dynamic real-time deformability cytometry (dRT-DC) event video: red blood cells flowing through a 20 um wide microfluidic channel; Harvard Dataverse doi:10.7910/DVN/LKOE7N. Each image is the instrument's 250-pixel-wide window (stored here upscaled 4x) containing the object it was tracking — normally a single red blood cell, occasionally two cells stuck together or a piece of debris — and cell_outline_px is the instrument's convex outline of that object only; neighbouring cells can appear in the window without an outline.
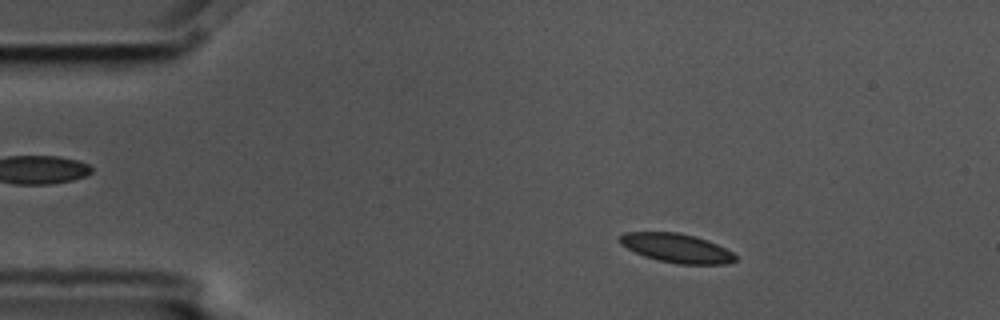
{"species": "common noctule bat (a hibernating species)", "species_latin": "Nyctalus noctula", "temperature_condition": "cold", "stored_images_in_passage": 4, "camera_frame_rate_fps": 3000, "um_per_image_px": 0.085, "animal": {"sex": "male", "body_mass_g": 17.5, "forearm_length_mm": 52.3}, "frame": {"image": 1, "passage_image": 2, "time_ms": 0.333, "image_size_px": [1000, 320], "cell_outline_px": [[736, 260], [724, 264], [680, 264], [660, 260], [644, 256], [620, 244], [616, 240], [616, 236], [624, 232], [676, 232], [696, 236], [708, 240], [732, 252], [736, 256]], "centroid_in_image_um": [57.46, 21.07], "position_along_channel_um": 27.5, "area_um2": 19.54}}
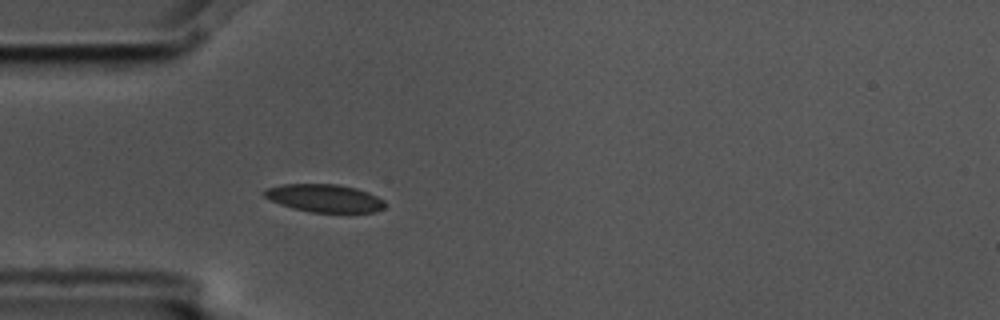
{"frame": {"image": 2, "passage_image": 4, "time_ms": 1.0, "image_size_px": [1000, 320], "cell_outline_px": [[384, 208], [376, 212], [312, 212], [292, 208], [280, 204], [264, 196], [260, 192], [264, 188], [280, 184], [336, 184], [356, 188], [368, 192], [384, 200]], "centroid_in_image_um": [27.54, 16.83], "position_along_channel_um": 57.5, "area_um2": 19.65}}